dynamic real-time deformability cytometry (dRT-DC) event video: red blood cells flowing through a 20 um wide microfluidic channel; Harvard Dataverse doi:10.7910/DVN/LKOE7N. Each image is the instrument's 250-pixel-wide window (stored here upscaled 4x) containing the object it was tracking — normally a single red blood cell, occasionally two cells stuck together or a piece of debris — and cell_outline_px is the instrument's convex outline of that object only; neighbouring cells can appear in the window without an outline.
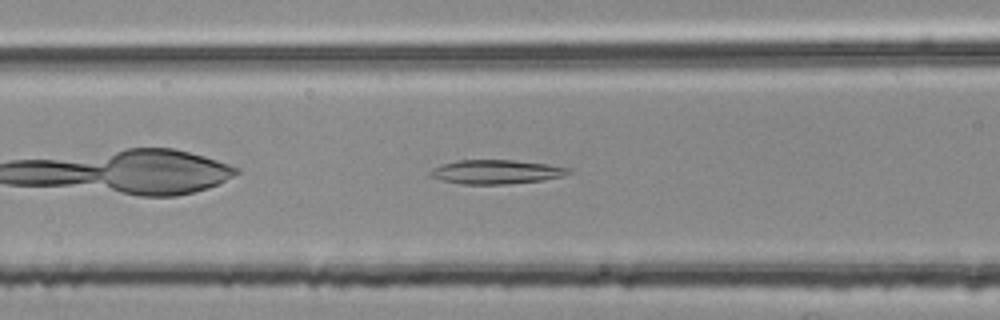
{"species": "common noctule bat (a hibernating species)", "species_latin": "Nyctalus noctula", "temperature_condition": "room temperature", "stored_images_in_passage": 30, "camera_frame_rate_fps": 3000, "um_per_image_px": 0.085, "animal": {"sex": "female", "body_mass_g": 25.1}, "frame": {"image": 1, "passage_image": 7, "time_ms": 2.0, "image_size_px": [1000, 320], "cell_outline_px": [[572, 172], [560, 176], [540, 180], [508, 184], [464, 184], [440, 180], [428, 176], [428, 172], [432, 168], [456, 160], [512, 160], [548, 164], [568, 168]], "centroid_in_image_um": [42.1, 14.61], "position_along_channel_um": 124.5, "area_um2": 19.25}}
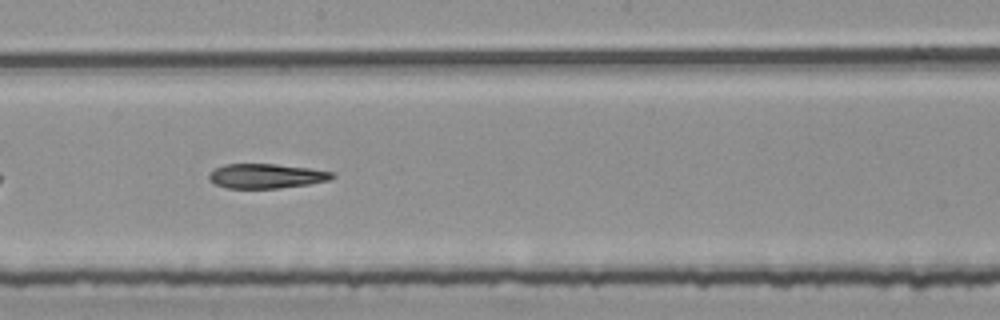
{"frame": {"image": 2, "passage_image": 15, "time_ms": 4.667, "image_size_px": [1000, 320], "cell_outline_px": [[336, 176], [328, 180], [308, 184], [280, 188], [224, 188], [208, 180], [208, 176], [216, 168], [224, 164], [276, 164], [308, 168], [336, 172]], "centroid_in_image_um": [22.64, 14.96], "position_along_channel_um": 225.6, "area_um2": 17.63}}
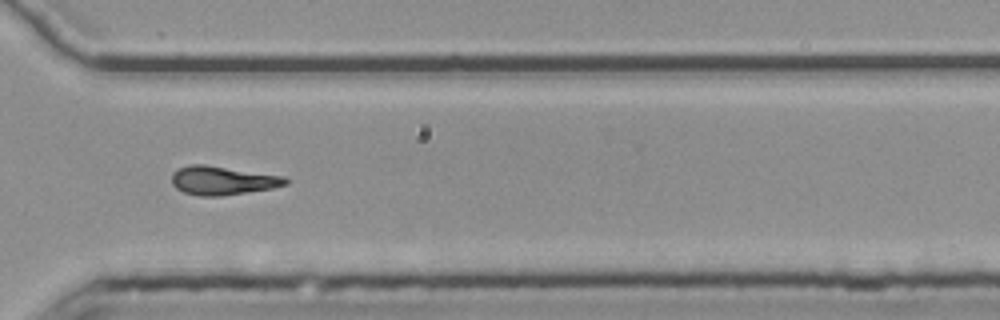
{"frame": {"image": 3, "passage_image": 25, "time_ms": 8.0, "image_size_px": [1000, 320], "cell_outline_px": [[288, 184], [272, 188], [220, 196], [200, 196], [184, 192], [176, 188], [172, 184], [172, 172], [188, 164], [204, 164], [284, 176], [288, 180]], "centroid_in_image_um": [18.9, 15.33], "position_along_channel_um": 351.7, "area_um2": 18.96}}